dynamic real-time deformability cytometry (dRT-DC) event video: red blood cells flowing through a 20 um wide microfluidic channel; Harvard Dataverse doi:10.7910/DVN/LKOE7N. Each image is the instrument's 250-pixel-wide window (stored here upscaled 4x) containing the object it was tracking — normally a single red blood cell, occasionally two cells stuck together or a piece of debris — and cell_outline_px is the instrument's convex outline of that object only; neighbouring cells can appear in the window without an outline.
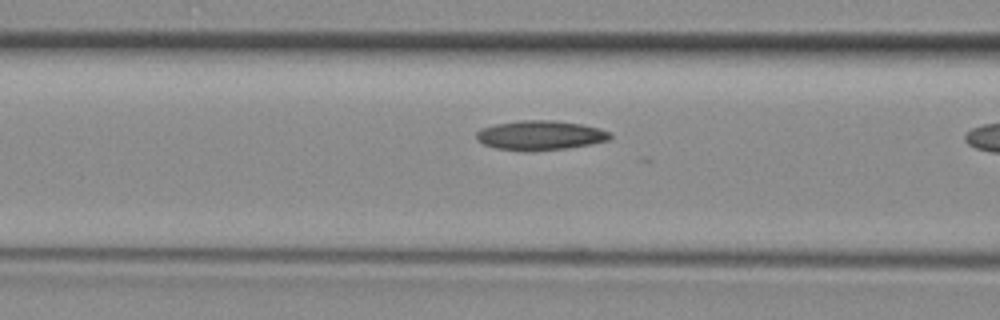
{"species": "common noctule bat (a hibernating species)", "species_latin": "Nyctalus noctula", "temperature_condition": "room temperature", "stored_images_in_passage": 9, "camera_frame_rate_fps": 3000, "um_per_image_px": 0.085, "animal": {"sex": "female", "body_mass_g": 29.2, "forearm_length_mm": 56.3}, "frame": {"image": 1, "passage_image": 8, "time_ms": 2.333, "image_size_px": [1000, 320], "cell_outline_px": [[612, 136], [608, 140], [592, 144], [568, 148], [536, 152], [524, 152], [496, 148], [484, 144], [476, 140], [476, 132], [480, 128], [496, 124], [520, 120], [552, 120], [580, 124], [612, 132]], "centroid_in_image_um": [45.89, 11.52], "position_along_channel_um": 120.7, "area_um2": 23.29}}